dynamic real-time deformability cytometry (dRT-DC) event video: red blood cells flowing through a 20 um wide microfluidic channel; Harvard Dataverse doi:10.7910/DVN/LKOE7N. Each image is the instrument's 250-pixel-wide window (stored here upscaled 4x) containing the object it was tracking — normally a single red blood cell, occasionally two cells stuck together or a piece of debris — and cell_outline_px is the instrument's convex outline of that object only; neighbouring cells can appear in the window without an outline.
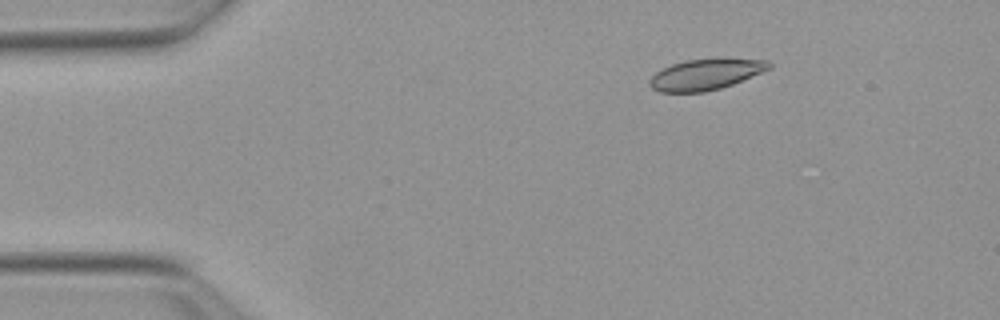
{"species": "Egyptian fruit bat (a non-hibernating species)", "species_latin": "Rousettus aegyptiacus", "temperature_condition": "warm", "stored_images_in_passage": 47, "camera_frame_rate_fps": 3000, "um_per_image_px": 0.085, "animal": {"sex": "female"}, "frame": {"image": 1, "passage_image": 2, "time_ms": 0.333, "image_size_px": [1000, 320], "cell_outline_px": [[772, 68], [732, 84], [720, 88], [704, 92], [660, 92], [652, 88], [648, 84], [648, 80], [656, 72], [672, 64], [684, 60], [716, 56], [720, 56], [768, 60], [772, 64]], "centroid_in_image_um": [60.02, 6.27], "position_along_channel_um": 25.0, "area_um2": 22.2}}
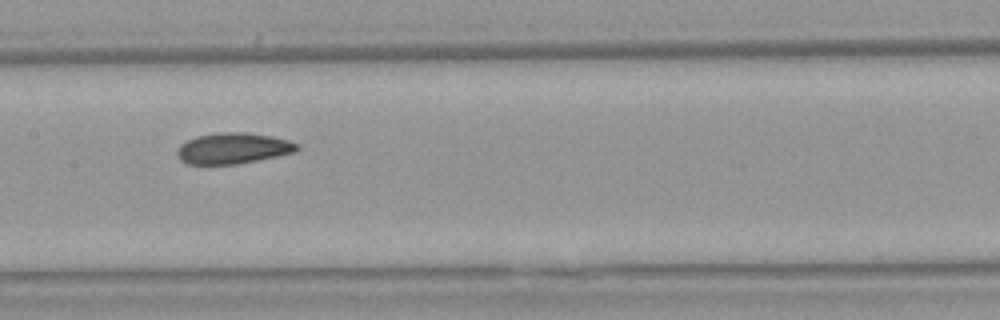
{"frame": {"image": 2, "passage_image": 20, "time_ms": 6.333, "image_size_px": [1000, 320], "cell_outline_px": [[300, 148], [296, 152], [236, 164], [188, 164], [180, 160], [176, 156], [176, 152], [180, 144], [196, 136], [220, 132], [244, 132], [272, 136], [288, 140], [300, 144]], "centroid_in_image_um": [19.81, 12.6], "position_along_channel_um": 187.6, "area_um2": 21.68}}
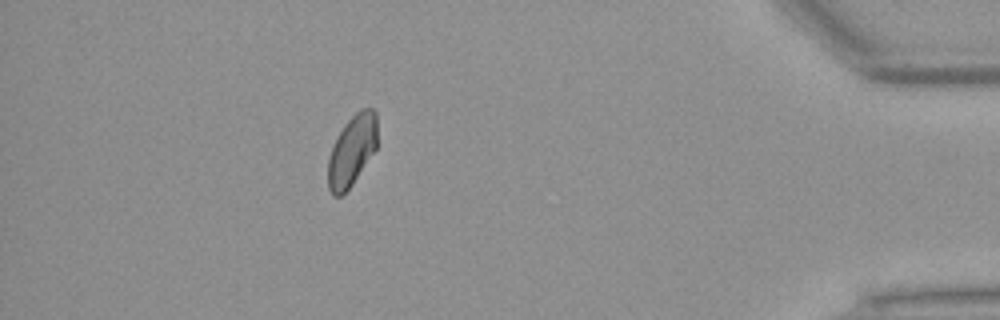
{"frame": {"image": 3, "passage_image": 41, "time_ms": 13.333, "image_size_px": [1000, 320], "cell_outline_px": [[376, 148], [352, 184], [340, 196], [332, 196], [328, 188], [328, 156], [344, 124], [360, 108], [372, 108], [376, 112]], "centroid_in_image_um": [29.9, 12.79], "position_along_channel_um": 405.3, "area_um2": 20.0}, "authors_computed_cell_mechanics": {"area_um2": 21.3282, "velocity_mm_per_s": 3.8547, "shape_relaxation_time_tau1_ms": 9.1635, "shape_relaxation_time_tau2_ms": 2.2774, "deformation_change_tau1": 0.1482, "deformation_change_tau2": 0.0653}}